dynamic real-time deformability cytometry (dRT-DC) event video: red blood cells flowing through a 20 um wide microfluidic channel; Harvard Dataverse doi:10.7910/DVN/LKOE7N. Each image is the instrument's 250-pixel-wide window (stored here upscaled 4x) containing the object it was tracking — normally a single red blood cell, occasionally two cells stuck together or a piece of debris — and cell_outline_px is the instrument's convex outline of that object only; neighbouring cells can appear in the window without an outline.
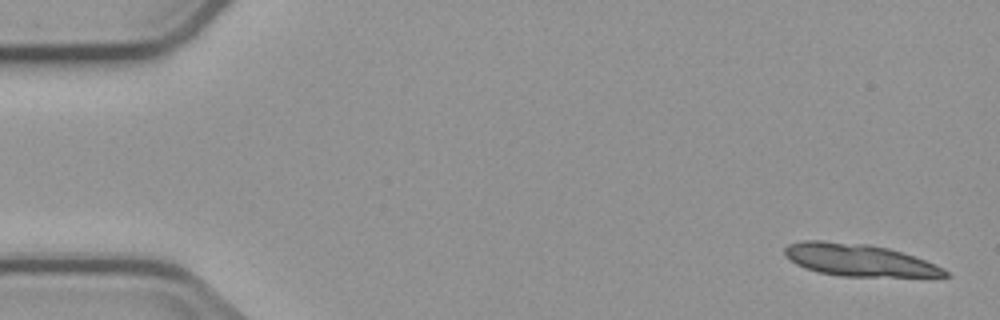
{"species": "common noctule bat (a hibernating species)", "species_latin": "Nyctalus noctula", "temperature_condition": "cold", "stored_images_in_passage": 5, "segment_of_instrument_passage": [1, 2], "camera_frame_rate_fps": 3000, "um_per_image_px": 0.085, "animal": {"sex": "male", "body_mass_g": 23.1, "forearm_length_mm": 52.7}, "frame": {"image": 1, "passage_image": 1, "time_ms": 0.0, "image_size_px": [1000, 320], "cell_outline_px": [[952, 276], [840, 276], [820, 272], [804, 268], [796, 264], [784, 256], [784, 248], [788, 244], [804, 240], [820, 240], [868, 244], [888, 248], [924, 260], [944, 268]], "centroid_in_image_um": [72.94, 22.09], "position_along_channel_um": 12.1, "area_um2": 29.82}}